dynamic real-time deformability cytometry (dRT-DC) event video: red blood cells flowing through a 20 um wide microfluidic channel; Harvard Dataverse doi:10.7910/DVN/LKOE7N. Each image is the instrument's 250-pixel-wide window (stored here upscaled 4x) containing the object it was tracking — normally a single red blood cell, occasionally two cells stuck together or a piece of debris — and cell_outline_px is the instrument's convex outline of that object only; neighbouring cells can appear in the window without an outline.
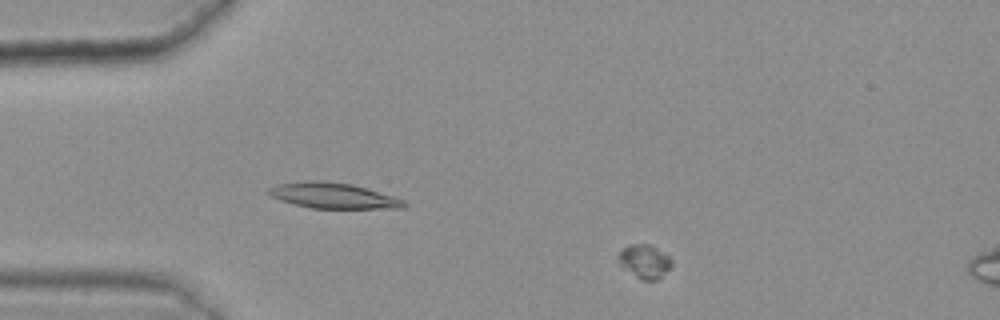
{"species": "common noctule bat (a hibernating species)", "species_latin": "Nyctalus noctula", "temperature_condition": "warm", "stored_images_in_passage": 9, "camera_frame_rate_fps": 3000, "um_per_image_px": 0.085, "animal": {"sex": "female", "body_mass_g": 25.1}, "frame": {"image": 1, "passage_image": 4, "time_ms": 1.0, "image_size_px": [1000, 320], "cell_outline_px": [[672, 264], [660, 280], [640, 280], [620, 264], [616, 260], [616, 256], [624, 248], [632, 244], [648, 244], [656, 248], [668, 256], [672, 260]], "centroid_in_image_um": [54.79, 22.24], "position_along_channel_um": 30.2, "area_um2": 10.4}}